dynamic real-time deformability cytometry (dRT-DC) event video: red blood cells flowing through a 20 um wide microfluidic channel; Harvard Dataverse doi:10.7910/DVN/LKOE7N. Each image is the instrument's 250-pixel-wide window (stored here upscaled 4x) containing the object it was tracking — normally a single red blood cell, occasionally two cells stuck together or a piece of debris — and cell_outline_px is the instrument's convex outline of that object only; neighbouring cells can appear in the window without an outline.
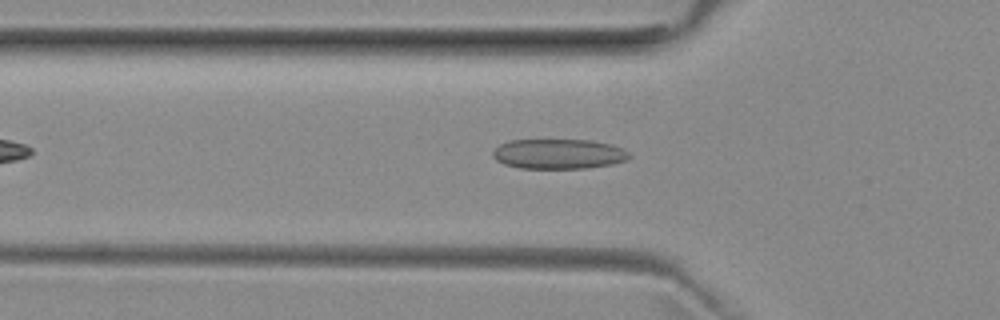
{"species": "common noctule bat (a hibernating species)", "species_latin": "Nyctalus noctula", "temperature_condition": "room temperature", "stored_images_in_passage": 42, "camera_frame_rate_fps": 3000, "um_per_image_px": 0.085, "animal": {"sex": "female", "body_mass_g": 29.2, "forearm_length_mm": 56.3}, "frame": {"image": 1, "passage_image": 9, "time_ms": 2.667, "image_size_px": [1000, 320], "cell_outline_px": [[632, 156], [624, 160], [612, 164], [588, 168], [520, 168], [504, 164], [496, 160], [492, 156], [492, 152], [500, 144], [508, 140], [592, 140], [612, 144], [624, 148]], "centroid_in_image_um": [47.49, 13.08], "position_along_channel_um": 78.3, "area_um2": 23.93}}
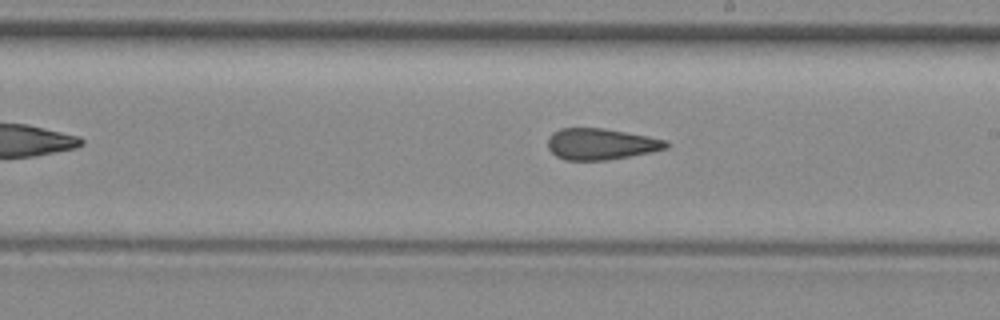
{"frame": {"image": 2, "passage_image": 21, "time_ms": 6.667, "image_size_px": [1000, 320], "cell_outline_px": [[668, 148], [608, 160], [564, 160], [556, 156], [548, 148], [548, 136], [552, 132], [560, 128], [604, 128], [648, 136], [664, 140], [668, 144]], "centroid_in_image_um": [51.02, 12.24], "position_along_channel_um": 238.0, "area_um2": 21.44}}
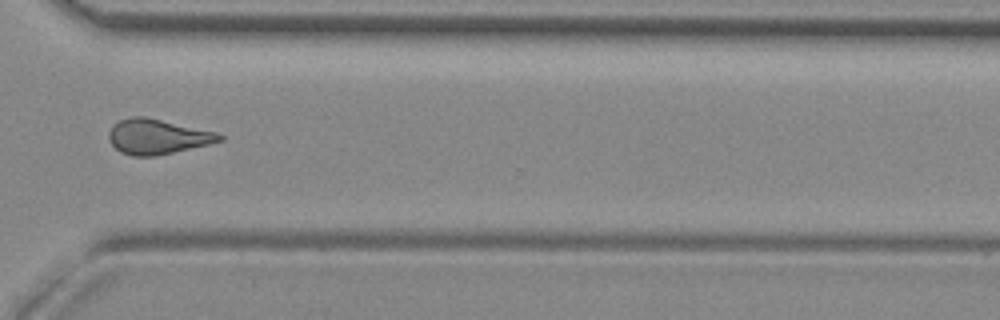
{"frame": {"image": 3, "passage_image": 30, "time_ms": 9.667, "image_size_px": [1000, 320], "cell_outline_px": [[224, 140], [208, 144], [156, 156], [132, 156], [120, 152], [112, 144], [108, 136], [108, 132], [120, 120], [132, 116], [144, 116], [216, 132], [224, 136]], "centroid_in_image_um": [13.38, 11.62], "position_along_channel_um": 357.2, "area_um2": 22.31}, "authors_computed_cell_mechanics": {"area_um2": 22.0507, "velocity_mm_per_s": 3.9699, "shape_relaxation_time_tau1_ms": null, "shape_relaxation_time_tau2_ms": 2.4389, "deformation_change_tau1": null, "deformation_change_tau2": 0.12}}